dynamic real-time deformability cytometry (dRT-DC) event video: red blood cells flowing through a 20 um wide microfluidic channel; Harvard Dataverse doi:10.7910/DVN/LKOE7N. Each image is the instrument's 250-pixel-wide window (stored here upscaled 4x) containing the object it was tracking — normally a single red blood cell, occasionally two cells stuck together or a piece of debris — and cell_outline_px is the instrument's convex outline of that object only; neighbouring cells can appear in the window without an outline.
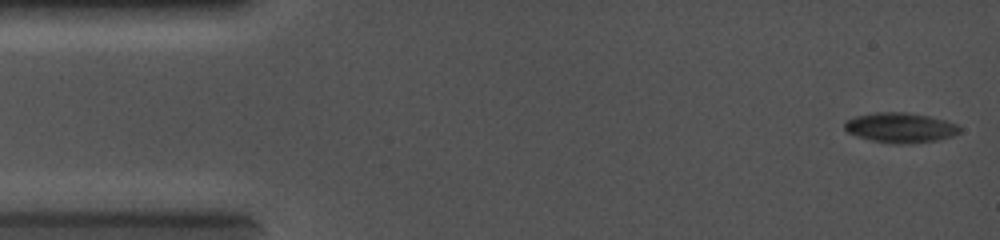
{"species": "common noctule bat (a hibernating species)", "species_latin": "Nyctalus noctula", "temperature_condition": "cold", "stored_images_in_passage": 10, "camera_frame_rate_fps": 5000, "um_per_image_px": 0.085, "animal": {"sex": "female", "body_mass_g": 19.0, "forearm_length_mm": 56.7}, "frame": {"image": 1, "passage_image": 1, "time_ms": 0.0, "image_size_px": [1000, 240], "cell_outline_px": [[960, 132], [952, 136], [936, 140], [908, 144], [896, 144], [872, 140], [848, 132], [844, 128], [844, 120], [856, 116], [876, 112], [904, 112], [928, 116], [944, 120], [956, 124], [960, 128]], "centroid_in_image_um": [76.52, 10.85], "position_along_channel_um": 8.5, "area_um2": 19.88}}
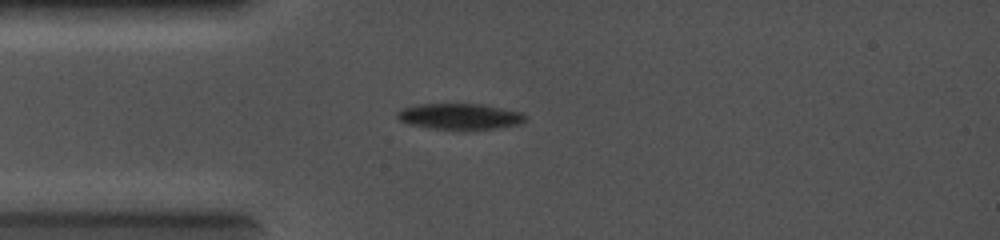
{"frame": {"image": 2, "passage_image": 10, "time_ms": 3.0, "image_size_px": [1000, 240], "cell_outline_px": [[528, 116], [520, 124], [496, 128], [432, 128], [408, 124], [400, 120], [396, 116], [396, 112], [400, 108], [416, 104], [484, 104], [520, 112]], "centroid_in_image_um": [39.04, 9.87], "position_along_channel_um": 46.0, "area_um2": 19.07}}